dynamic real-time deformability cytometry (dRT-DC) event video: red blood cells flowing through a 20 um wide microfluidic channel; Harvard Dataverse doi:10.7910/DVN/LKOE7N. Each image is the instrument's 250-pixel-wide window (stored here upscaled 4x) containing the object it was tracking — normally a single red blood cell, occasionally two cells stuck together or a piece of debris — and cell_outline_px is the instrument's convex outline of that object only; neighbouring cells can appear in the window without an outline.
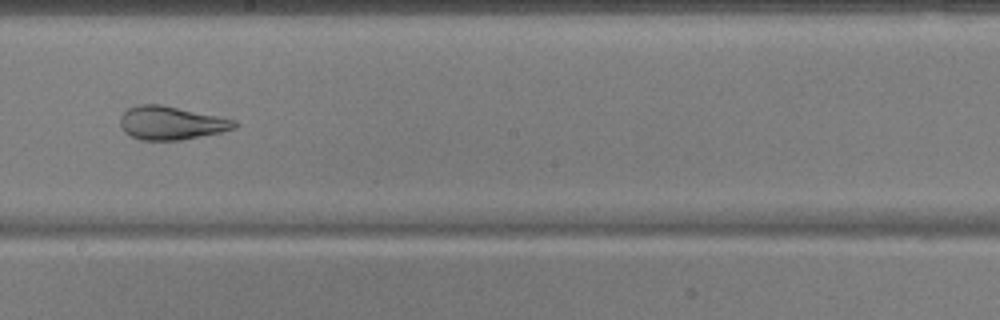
{"species": "common noctule bat (a hibernating species)", "species_latin": "Nyctalus noctula", "temperature_condition": "warm", "stored_images_in_passage": 52, "camera_frame_rate_fps": 3000, "um_per_image_px": 0.085, "animal": {"sex": "male", "body_mass_g": 17.9, "forearm_length_mm": 54.2}, "frame": {"image": 1, "passage_image": 30, "time_ms": 9.667, "image_size_px": [1000, 320], "cell_outline_px": [[240, 124], [236, 128], [220, 132], [180, 140], [140, 140], [124, 132], [120, 124], [120, 116], [128, 108], [136, 104], [160, 104], [236, 120]], "centroid_in_image_um": [14.53, 10.45], "position_along_channel_um": 233.7, "area_um2": 22.2}}
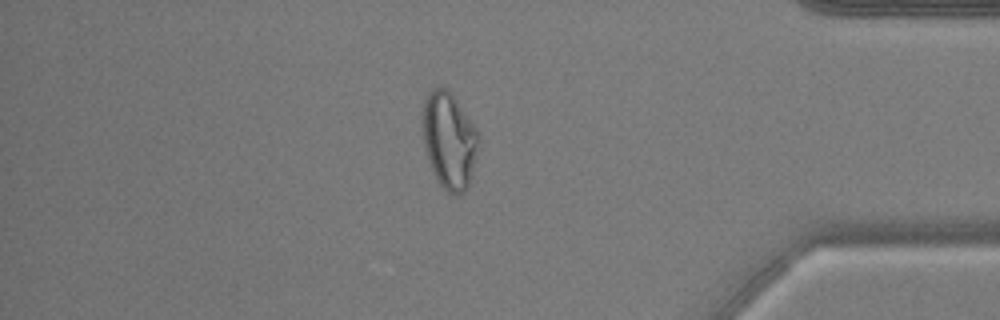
{"frame": {"image": 2, "passage_image": 45, "time_ms": 14.667, "image_size_px": [1000, 320], "cell_outline_px": [[476, 140], [472, 176], [464, 192], [456, 196], [448, 192], [440, 184], [432, 168], [424, 144], [420, 116], [424, 100], [428, 92], [436, 84], [444, 88], [456, 100], [476, 128]], "centroid_in_image_um": [38.11, 11.89], "position_along_channel_um": 397.1, "area_um2": 30.87}}